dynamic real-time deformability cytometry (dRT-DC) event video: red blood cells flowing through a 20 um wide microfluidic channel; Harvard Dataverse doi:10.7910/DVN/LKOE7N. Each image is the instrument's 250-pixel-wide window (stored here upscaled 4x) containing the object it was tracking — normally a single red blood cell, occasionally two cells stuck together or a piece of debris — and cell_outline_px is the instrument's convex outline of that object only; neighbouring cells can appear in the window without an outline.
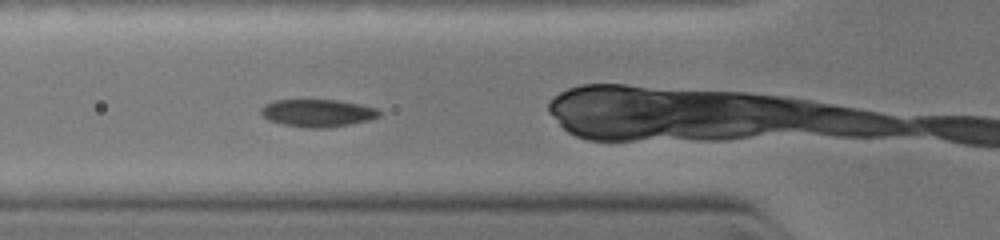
{"species": "common noctule bat (a hibernating species)", "species_latin": "Nyctalus noctula", "temperature_condition": "warm", "stored_images_in_passage": 6, "camera_frame_rate_fps": 3000, "um_per_image_px": 0.085, "animal": {"sex": "female", "body_mass_g": 19.0, "forearm_length_mm": 51.5}, "frame": {"image": 1, "passage_image": 5, "time_ms": 2.0, "image_size_px": [1000, 240], "cell_outline_px": [[380, 116], [368, 120], [352, 124], [328, 128], [308, 128], [284, 124], [268, 120], [260, 112], [260, 108], [264, 104], [276, 100], [336, 100], [360, 104], [376, 108], [380, 112]], "centroid_in_image_um": [26.99, 9.61], "position_along_channel_um": 98.8, "area_um2": 18.96}}